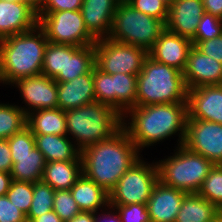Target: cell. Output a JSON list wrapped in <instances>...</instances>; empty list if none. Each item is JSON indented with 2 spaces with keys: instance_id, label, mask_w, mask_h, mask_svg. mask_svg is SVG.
Returning <instances> with one entry per match:
<instances>
[{
  "instance_id": "6da1fadb",
  "label": "cell",
  "mask_w": 222,
  "mask_h": 222,
  "mask_svg": "<svg viewBox=\"0 0 222 222\" xmlns=\"http://www.w3.org/2000/svg\"><path fill=\"white\" fill-rule=\"evenodd\" d=\"M138 152L122 126L110 138L81 151L82 172L109 193L139 159Z\"/></svg>"
},
{
  "instance_id": "7a4b0ae2",
  "label": "cell",
  "mask_w": 222,
  "mask_h": 222,
  "mask_svg": "<svg viewBox=\"0 0 222 222\" xmlns=\"http://www.w3.org/2000/svg\"><path fill=\"white\" fill-rule=\"evenodd\" d=\"M128 113L132 116L131 123L127 127V123L122 122V126L138 150L178 131H181L179 143L183 145L188 118L187 102L135 106Z\"/></svg>"
},
{
  "instance_id": "3957f363",
  "label": "cell",
  "mask_w": 222,
  "mask_h": 222,
  "mask_svg": "<svg viewBox=\"0 0 222 222\" xmlns=\"http://www.w3.org/2000/svg\"><path fill=\"white\" fill-rule=\"evenodd\" d=\"M47 44L39 25L0 39V82L13 84L21 78L40 75Z\"/></svg>"
},
{
  "instance_id": "277c9868",
  "label": "cell",
  "mask_w": 222,
  "mask_h": 222,
  "mask_svg": "<svg viewBox=\"0 0 222 222\" xmlns=\"http://www.w3.org/2000/svg\"><path fill=\"white\" fill-rule=\"evenodd\" d=\"M183 73L147 57L137 75L136 106L187 102Z\"/></svg>"
},
{
  "instance_id": "5b68a950",
  "label": "cell",
  "mask_w": 222,
  "mask_h": 222,
  "mask_svg": "<svg viewBox=\"0 0 222 222\" xmlns=\"http://www.w3.org/2000/svg\"><path fill=\"white\" fill-rule=\"evenodd\" d=\"M65 116L67 133L76 138V145L80 151L110 138L125 121L114 108L96 101L67 110Z\"/></svg>"
},
{
  "instance_id": "8992f818",
  "label": "cell",
  "mask_w": 222,
  "mask_h": 222,
  "mask_svg": "<svg viewBox=\"0 0 222 222\" xmlns=\"http://www.w3.org/2000/svg\"><path fill=\"white\" fill-rule=\"evenodd\" d=\"M175 155L157 162L159 181L186 193H197L214 164L184 145Z\"/></svg>"
},
{
  "instance_id": "52a82bcc",
  "label": "cell",
  "mask_w": 222,
  "mask_h": 222,
  "mask_svg": "<svg viewBox=\"0 0 222 222\" xmlns=\"http://www.w3.org/2000/svg\"><path fill=\"white\" fill-rule=\"evenodd\" d=\"M165 29L163 21L137 11L125 0H121L114 13L108 38L149 51Z\"/></svg>"
},
{
  "instance_id": "ba28073f",
  "label": "cell",
  "mask_w": 222,
  "mask_h": 222,
  "mask_svg": "<svg viewBox=\"0 0 222 222\" xmlns=\"http://www.w3.org/2000/svg\"><path fill=\"white\" fill-rule=\"evenodd\" d=\"M38 25L44 30L48 42L83 47L96 43L87 30L81 10L39 11Z\"/></svg>"
},
{
  "instance_id": "9c48e42d",
  "label": "cell",
  "mask_w": 222,
  "mask_h": 222,
  "mask_svg": "<svg viewBox=\"0 0 222 222\" xmlns=\"http://www.w3.org/2000/svg\"><path fill=\"white\" fill-rule=\"evenodd\" d=\"M158 181L157 164L147 166L139 158L109 192V205L147 204Z\"/></svg>"
},
{
  "instance_id": "30bf717a",
  "label": "cell",
  "mask_w": 222,
  "mask_h": 222,
  "mask_svg": "<svg viewBox=\"0 0 222 222\" xmlns=\"http://www.w3.org/2000/svg\"><path fill=\"white\" fill-rule=\"evenodd\" d=\"M95 66L106 74H131L138 75L148 51L144 48L119 43L111 39L102 38L96 40Z\"/></svg>"
},
{
  "instance_id": "8fae6325",
  "label": "cell",
  "mask_w": 222,
  "mask_h": 222,
  "mask_svg": "<svg viewBox=\"0 0 222 222\" xmlns=\"http://www.w3.org/2000/svg\"><path fill=\"white\" fill-rule=\"evenodd\" d=\"M93 79L96 102L111 106L122 117L136 106L137 75H110L94 66Z\"/></svg>"
},
{
  "instance_id": "7c38bea8",
  "label": "cell",
  "mask_w": 222,
  "mask_h": 222,
  "mask_svg": "<svg viewBox=\"0 0 222 222\" xmlns=\"http://www.w3.org/2000/svg\"><path fill=\"white\" fill-rule=\"evenodd\" d=\"M183 145L214 165H222V124L187 118Z\"/></svg>"
},
{
  "instance_id": "4fadbf2b",
  "label": "cell",
  "mask_w": 222,
  "mask_h": 222,
  "mask_svg": "<svg viewBox=\"0 0 222 222\" xmlns=\"http://www.w3.org/2000/svg\"><path fill=\"white\" fill-rule=\"evenodd\" d=\"M182 73L188 90L201 86L222 85V63L204 55L195 46L188 54Z\"/></svg>"
},
{
  "instance_id": "5bb4252c",
  "label": "cell",
  "mask_w": 222,
  "mask_h": 222,
  "mask_svg": "<svg viewBox=\"0 0 222 222\" xmlns=\"http://www.w3.org/2000/svg\"><path fill=\"white\" fill-rule=\"evenodd\" d=\"M188 119L222 124V85L201 86L188 90Z\"/></svg>"
},
{
  "instance_id": "9a60e30c",
  "label": "cell",
  "mask_w": 222,
  "mask_h": 222,
  "mask_svg": "<svg viewBox=\"0 0 222 222\" xmlns=\"http://www.w3.org/2000/svg\"><path fill=\"white\" fill-rule=\"evenodd\" d=\"M193 47L190 39L165 29L148 51L153 60L184 71L188 54Z\"/></svg>"
},
{
  "instance_id": "2e32d148",
  "label": "cell",
  "mask_w": 222,
  "mask_h": 222,
  "mask_svg": "<svg viewBox=\"0 0 222 222\" xmlns=\"http://www.w3.org/2000/svg\"><path fill=\"white\" fill-rule=\"evenodd\" d=\"M204 13L202 0H173L168 10L166 29L192 40Z\"/></svg>"
},
{
  "instance_id": "e0dca14e",
  "label": "cell",
  "mask_w": 222,
  "mask_h": 222,
  "mask_svg": "<svg viewBox=\"0 0 222 222\" xmlns=\"http://www.w3.org/2000/svg\"><path fill=\"white\" fill-rule=\"evenodd\" d=\"M20 88L25 103L32 110L58 108L57 82L53 78L40 74L21 78L15 83Z\"/></svg>"
},
{
  "instance_id": "ac0fdd59",
  "label": "cell",
  "mask_w": 222,
  "mask_h": 222,
  "mask_svg": "<svg viewBox=\"0 0 222 222\" xmlns=\"http://www.w3.org/2000/svg\"><path fill=\"white\" fill-rule=\"evenodd\" d=\"M38 20L37 12L23 1L0 0V39L29 31Z\"/></svg>"
},
{
  "instance_id": "d6986e66",
  "label": "cell",
  "mask_w": 222,
  "mask_h": 222,
  "mask_svg": "<svg viewBox=\"0 0 222 222\" xmlns=\"http://www.w3.org/2000/svg\"><path fill=\"white\" fill-rule=\"evenodd\" d=\"M186 194L158 181L146 204L150 222H175Z\"/></svg>"
},
{
  "instance_id": "ffe728a7",
  "label": "cell",
  "mask_w": 222,
  "mask_h": 222,
  "mask_svg": "<svg viewBox=\"0 0 222 222\" xmlns=\"http://www.w3.org/2000/svg\"><path fill=\"white\" fill-rule=\"evenodd\" d=\"M58 108L62 111L76 109L96 101L93 68L68 82H57Z\"/></svg>"
},
{
  "instance_id": "44dd1931",
  "label": "cell",
  "mask_w": 222,
  "mask_h": 222,
  "mask_svg": "<svg viewBox=\"0 0 222 222\" xmlns=\"http://www.w3.org/2000/svg\"><path fill=\"white\" fill-rule=\"evenodd\" d=\"M121 0H83L82 17L87 30L98 40L111 32L114 13Z\"/></svg>"
},
{
  "instance_id": "7402d4cb",
  "label": "cell",
  "mask_w": 222,
  "mask_h": 222,
  "mask_svg": "<svg viewBox=\"0 0 222 222\" xmlns=\"http://www.w3.org/2000/svg\"><path fill=\"white\" fill-rule=\"evenodd\" d=\"M35 146L43 154L46 163L53 161H82L81 151L66 135L34 134Z\"/></svg>"
},
{
  "instance_id": "603a6c76",
  "label": "cell",
  "mask_w": 222,
  "mask_h": 222,
  "mask_svg": "<svg viewBox=\"0 0 222 222\" xmlns=\"http://www.w3.org/2000/svg\"><path fill=\"white\" fill-rule=\"evenodd\" d=\"M95 66L94 44L83 47L65 44L64 73H59L56 82H68L88 73Z\"/></svg>"
},
{
  "instance_id": "cb8c5ba5",
  "label": "cell",
  "mask_w": 222,
  "mask_h": 222,
  "mask_svg": "<svg viewBox=\"0 0 222 222\" xmlns=\"http://www.w3.org/2000/svg\"><path fill=\"white\" fill-rule=\"evenodd\" d=\"M82 174V161H53L46 163L42 181L55 191L70 190Z\"/></svg>"
},
{
  "instance_id": "d4e9b609",
  "label": "cell",
  "mask_w": 222,
  "mask_h": 222,
  "mask_svg": "<svg viewBox=\"0 0 222 222\" xmlns=\"http://www.w3.org/2000/svg\"><path fill=\"white\" fill-rule=\"evenodd\" d=\"M70 192L81 211L94 212L109 205V193L82 174Z\"/></svg>"
},
{
  "instance_id": "484cf974",
  "label": "cell",
  "mask_w": 222,
  "mask_h": 222,
  "mask_svg": "<svg viewBox=\"0 0 222 222\" xmlns=\"http://www.w3.org/2000/svg\"><path fill=\"white\" fill-rule=\"evenodd\" d=\"M26 126L33 134L67 135L65 111L60 108L29 111Z\"/></svg>"
},
{
  "instance_id": "4316f807",
  "label": "cell",
  "mask_w": 222,
  "mask_h": 222,
  "mask_svg": "<svg viewBox=\"0 0 222 222\" xmlns=\"http://www.w3.org/2000/svg\"><path fill=\"white\" fill-rule=\"evenodd\" d=\"M221 211L198 193H187L175 222H213Z\"/></svg>"
},
{
  "instance_id": "83f0119b",
  "label": "cell",
  "mask_w": 222,
  "mask_h": 222,
  "mask_svg": "<svg viewBox=\"0 0 222 222\" xmlns=\"http://www.w3.org/2000/svg\"><path fill=\"white\" fill-rule=\"evenodd\" d=\"M11 158L13 162L10 172L12 180L31 183L42 180L46 160L36 146L28 155L11 156Z\"/></svg>"
},
{
  "instance_id": "f1b7e54d",
  "label": "cell",
  "mask_w": 222,
  "mask_h": 222,
  "mask_svg": "<svg viewBox=\"0 0 222 222\" xmlns=\"http://www.w3.org/2000/svg\"><path fill=\"white\" fill-rule=\"evenodd\" d=\"M27 109L0 104V139H8L26 127Z\"/></svg>"
},
{
  "instance_id": "f546056e",
  "label": "cell",
  "mask_w": 222,
  "mask_h": 222,
  "mask_svg": "<svg viewBox=\"0 0 222 222\" xmlns=\"http://www.w3.org/2000/svg\"><path fill=\"white\" fill-rule=\"evenodd\" d=\"M54 193L55 190L42 180L33 183V199L26 215L27 222L53 210Z\"/></svg>"
},
{
  "instance_id": "4dcf8cb0",
  "label": "cell",
  "mask_w": 222,
  "mask_h": 222,
  "mask_svg": "<svg viewBox=\"0 0 222 222\" xmlns=\"http://www.w3.org/2000/svg\"><path fill=\"white\" fill-rule=\"evenodd\" d=\"M197 193L222 212V165L211 168Z\"/></svg>"
},
{
  "instance_id": "1f68e13d",
  "label": "cell",
  "mask_w": 222,
  "mask_h": 222,
  "mask_svg": "<svg viewBox=\"0 0 222 222\" xmlns=\"http://www.w3.org/2000/svg\"><path fill=\"white\" fill-rule=\"evenodd\" d=\"M65 44L48 42L43 58L42 73L49 78H55L59 73H64Z\"/></svg>"
},
{
  "instance_id": "d6a6232c",
  "label": "cell",
  "mask_w": 222,
  "mask_h": 222,
  "mask_svg": "<svg viewBox=\"0 0 222 222\" xmlns=\"http://www.w3.org/2000/svg\"><path fill=\"white\" fill-rule=\"evenodd\" d=\"M6 196L18 209L27 215L33 199V183L12 180Z\"/></svg>"
},
{
  "instance_id": "836d02e7",
  "label": "cell",
  "mask_w": 222,
  "mask_h": 222,
  "mask_svg": "<svg viewBox=\"0 0 222 222\" xmlns=\"http://www.w3.org/2000/svg\"><path fill=\"white\" fill-rule=\"evenodd\" d=\"M222 35V19L209 13H204L191 40L193 46L199 42L213 39Z\"/></svg>"
},
{
  "instance_id": "e575fe53",
  "label": "cell",
  "mask_w": 222,
  "mask_h": 222,
  "mask_svg": "<svg viewBox=\"0 0 222 222\" xmlns=\"http://www.w3.org/2000/svg\"><path fill=\"white\" fill-rule=\"evenodd\" d=\"M53 211L63 222L81 212L70 190H56L53 198Z\"/></svg>"
},
{
  "instance_id": "d590c367",
  "label": "cell",
  "mask_w": 222,
  "mask_h": 222,
  "mask_svg": "<svg viewBox=\"0 0 222 222\" xmlns=\"http://www.w3.org/2000/svg\"><path fill=\"white\" fill-rule=\"evenodd\" d=\"M137 11L155 17L165 24L168 19L169 6L163 0H125Z\"/></svg>"
},
{
  "instance_id": "8d00e7d4",
  "label": "cell",
  "mask_w": 222,
  "mask_h": 222,
  "mask_svg": "<svg viewBox=\"0 0 222 222\" xmlns=\"http://www.w3.org/2000/svg\"><path fill=\"white\" fill-rule=\"evenodd\" d=\"M7 140L10 146L11 156L28 155L35 147L34 134L27 126Z\"/></svg>"
},
{
  "instance_id": "74e56055",
  "label": "cell",
  "mask_w": 222,
  "mask_h": 222,
  "mask_svg": "<svg viewBox=\"0 0 222 222\" xmlns=\"http://www.w3.org/2000/svg\"><path fill=\"white\" fill-rule=\"evenodd\" d=\"M112 209H118L122 222H150L146 204L109 205ZM115 207V208H113Z\"/></svg>"
},
{
  "instance_id": "f35d334b",
  "label": "cell",
  "mask_w": 222,
  "mask_h": 222,
  "mask_svg": "<svg viewBox=\"0 0 222 222\" xmlns=\"http://www.w3.org/2000/svg\"><path fill=\"white\" fill-rule=\"evenodd\" d=\"M0 222H27L26 215L5 196H0Z\"/></svg>"
},
{
  "instance_id": "ab89813d",
  "label": "cell",
  "mask_w": 222,
  "mask_h": 222,
  "mask_svg": "<svg viewBox=\"0 0 222 222\" xmlns=\"http://www.w3.org/2000/svg\"><path fill=\"white\" fill-rule=\"evenodd\" d=\"M195 47L204 55L222 63V35L213 39L201 41Z\"/></svg>"
},
{
  "instance_id": "60d3db41",
  "label": "cell",
  "mask_w": 222,
  "mask_h": 222,
  "mask_svg": "<svg viewBox=\"0 0 222 222\" xmlns=\"http://www.w3.org/2000/svg\"><path fill=\"white\" fill-rule=\"evenodd\" d=\"M83 0H45L40 11L80 10Z\"/></svg>"
},
{
  "instance_id": "b9f144b4",
  "label": "cell",
  "mask_w": 222,
  "mask_h": 222,
  "mask_svg": "<svg viewBox=\"0 0 222 222\" xmlns=\"http://www.w3.org/2000/svg\"><path fill=\"white\" fill-rule=\"evenodd\" d=\"M10 146L7 139H0V171L10 173L12 169Z\"/></svg>"
},
{
  "instance_id": "7bdbcfd3",
  "label": "cell",
  "mask_w": 222,
  "mask_h": 222,
  "mask_svg": "<svg viewBox=\"0 0 222 222\" xmlns=\"http://www.w3.org/2000/svg\"><path fill=\"white\" fill-rule=\"evenodd\" d=\"M204 11L222 19V0H202Z\"/></svg>"
},
{
  "instance_id": "ee69618b",
  "label": "cell",
  "mask_w": 222,
  "mask_h": 222,
  "mask_svg": "<svg viewBox=\"0 0 222 222\" xmlns=\"http://www.w3.org/2000/svg\"><path fill=\"white\" fill-rule=\"evenodd\" d=\"M12 176L10 173L0 171V196H5L10 188Z\"/></svg>"
},
{
  "instance_id": "f6af8a7d",
  "label": "cell",
  "mask_w": 222,
  "mask_h": 222,
  "mask_svg": "<svg viewBox=\"0 0 222 222\" xmlns=\"http://www.w3.org/2000/svg\"><path fill=\"white\" fill-rule=\"evenodd\" d=\"M30 222H63V221L53 210H51L39 217L33 218Z\"/></svg>"
},
{
  "instance_id": "bcb514c9",
  "label": "cell",
  "mask_w": 222,
  "mask_h": 222,
  "mask_svg": "<svg viewBox=\"0 0 222 222\" xmlns=\"http://www.w3.org/2000/svg\"><path fill=\"white\" fill-rule=\"evenodd\" d=\"M94 220H95L94 212L81 211L80 213L75 215L70 220H67L66 222H94Z\"/></svg>"
},
{
  "instance_id": "7dc6e473",
  "label": "cell",
  "mask_w": 222,
  "mask_h": 222,
  "mask_svg": "<svg viewBox=\"0 0 222 222\" xmlns=\"http://www.w3.org/2000/svg\"><path fill=\"white\" fill-rule=\"evenodd\" d=\"M23 2L38 13L43 8L45 0H23Z\"/></svg>"
},
{
  "instance_id": "c3c4849f",
  "label": "cell",
  "mask_w": 222,
  "mask_h": 222,
  "mask_svg": "<svg viewBox=\"0 0 222 222\" xmlns=\"http://www.w3.org/2000/svg\"><path fill=\"white\" fill-rule=\"evenodd\" d=\"M110 212H108V214H106L108 217H109V219H107V221L106 222H122L121 221V218H120V215H119V213H118V215H112V214H109ZM97 215V212H96V214H95V220H94V222H102V220L100 219V218H98V216H96ZM112 215V216H111ZM100 219V220H99Z\"/></svg>"
},
{
  "instance_id": "681fc988",
  "label": "cell",
  "mask_w": 222,
  "mask_h": 222,
  "mask_svg": "<svg viewBox=\"0 0 222 222\" xmlns=\"http://www.w3.org/2000/svg\"><path fill=\"white\" fill-rule=\"evenodd\" d=\"M213 222H222V212Z\"/></svg>"
},
{
  "instance_id": "f907efd6",
  "label": "cell",
  "mask_w": 222,
  "mask_h": 222,
  "mask_svg": "<svg viewBox=\"0 0 222 222\" xmlns=\"http://www.w3.org/2000/svg\"><path fill=\"white\" fill-rule=\"evenodd\" d=\"M168 6L171 5V3L173 2V0H163Z\"/></svg>"
},
{
  "instance_id": "816d5d0a",
  "label": "cell",
  "mask_w": 222,
  "mask_h": 222,
  "mask_svg": "<svg viewBox=\"0 0 222 222\" xmlns=\"http://www.w3.org/2000/svg\"><path fill=\"white\" fill-rule=\"evenodd\" d=\"M5 1H10V2H13V1H15V2H20V1H23V0H5Z\"/></svg>"
}]
</instances>
